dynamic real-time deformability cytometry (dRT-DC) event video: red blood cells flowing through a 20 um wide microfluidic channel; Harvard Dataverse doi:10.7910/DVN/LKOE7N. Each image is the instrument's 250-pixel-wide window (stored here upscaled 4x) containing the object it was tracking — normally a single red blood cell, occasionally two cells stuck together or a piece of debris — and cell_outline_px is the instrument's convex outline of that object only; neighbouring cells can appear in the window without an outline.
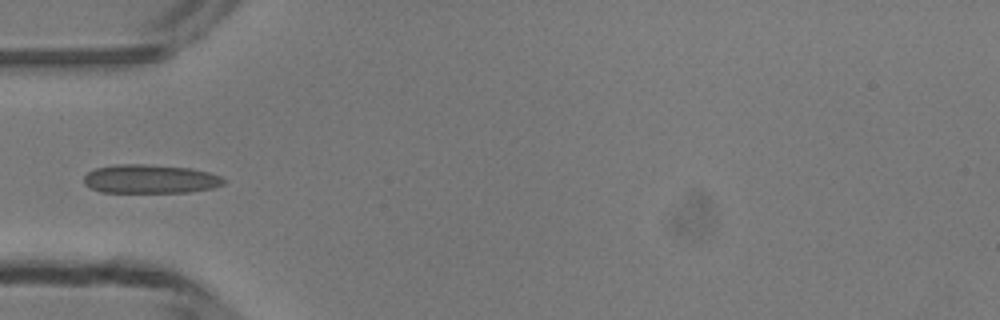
{"species": "common noctule bat (a hibernating species)", "species_latin": "Nyctalus noctula", "temperature_condition": "room temperature", "stored_images_in_passage": 4, "camera_frame_rate_fps": 3000, "um_per_image_px": 0.085, "animal": {"sex": "male", "body_mass_g": 13.3}, "frame": {"image": 1, "passage_image": 4, "time_ms": 4.0, "image_size_px": [1000, 320], "cell_outline_px": [[228, 180], [224, 184], [212, 188], [188, 192], [100, 192], [84, 184], [84, 176], [88, 172], [96, 168], [120, 164], [140, 164], [188, 168], [208, 172], [220, 176]], "centroid_in_image_um": [12.78, 15.22], "position_along_channel_um": 72.2, "area_um2": 23.29}}